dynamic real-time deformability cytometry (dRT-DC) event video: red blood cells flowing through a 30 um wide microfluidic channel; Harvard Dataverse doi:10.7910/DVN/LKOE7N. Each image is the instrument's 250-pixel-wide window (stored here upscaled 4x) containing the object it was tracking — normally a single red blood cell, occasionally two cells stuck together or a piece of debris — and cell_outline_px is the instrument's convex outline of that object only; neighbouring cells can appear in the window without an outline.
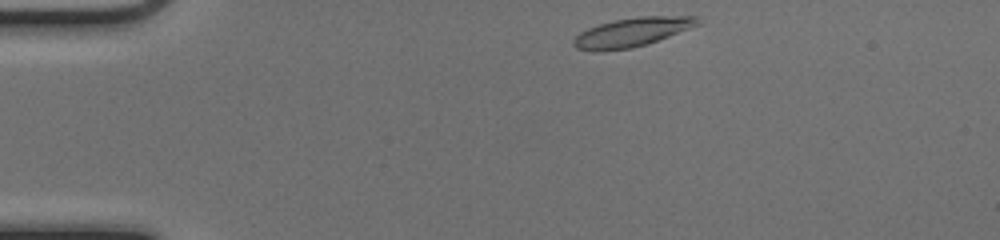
{"species": "common noctule bat (a hibernating species)", "species_latin": "Nyctalus noctula", "temperature_condition": "cold", "stored_images_in_passage": 42, "camera_frame_rate_fps": 3000, "um_per_image_px": 0.085, "animal": {"sex": "female", "body_mass_g": 17.0, "forearm_length_mm": 48.0}, "frame": {"image": 1, "passage_image": 1, "time_ms": 0.0, "image_size_px": [1000, 240], "cell_outline_px": [[700, 24], [648, 44], [632, 48], [576, 48], [572, 44], [572, 40], [580, 32], [588, 28], [612, 20], [640, 16], [700, 16]], "centroid_in_image_um": [53.81, 2.68], "position_along_channel_um": 31.2, "area_um2": 20.29}}
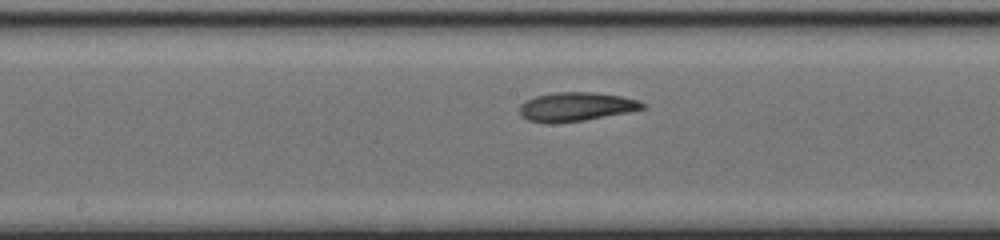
{"frame": {"image": 2, "passage_image": 18, "time_ms": 5.667, "image_size_px": [1000, 240], "cell_outline_px": [[648, 108], [628, 112], [584, 120], [528, 120], [520, 116], [520, 104], [536, 96], [556, 92], [596, 92], [620, 96], [636, 100], [648, 104]], "centroid_in_image_um": [49.06, 9.02], "position_along_channel_um": 199.1, "area_um2": 19.94}}
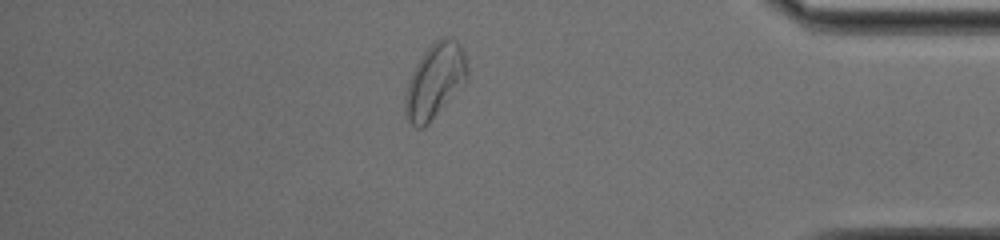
{"frame": {"image": 3, "passage_image": 35, "time_ms": 11.333, "image_size_px": [1000, 240], "cell_outline_px": [[468, 76], [464, 84], [428, 124], [424, 128], [416, 128], [408, 120], [404, 112], [404, 96], [408, 80], [416, 64], [424, 52], [440, 36], [452, 36], [460, 44], [464, 52], [468, 64]], "centroid_in_image_um": [36.97, 6.86], "position_along_channel_um": 398.2, "area_um2": 27.28}, "authors_computed_cell_mechanics": {"area_um2": 20.9236, "velocity_mm_per_s": 4.0708, "shape_relaxation_time_tau1_ms": 3.8306, "shape_relaxation_time_tau2_ms": 5.1587, "deformation_change_tau1": 0.1246, "deformation_change_tau2": 0.1389}}